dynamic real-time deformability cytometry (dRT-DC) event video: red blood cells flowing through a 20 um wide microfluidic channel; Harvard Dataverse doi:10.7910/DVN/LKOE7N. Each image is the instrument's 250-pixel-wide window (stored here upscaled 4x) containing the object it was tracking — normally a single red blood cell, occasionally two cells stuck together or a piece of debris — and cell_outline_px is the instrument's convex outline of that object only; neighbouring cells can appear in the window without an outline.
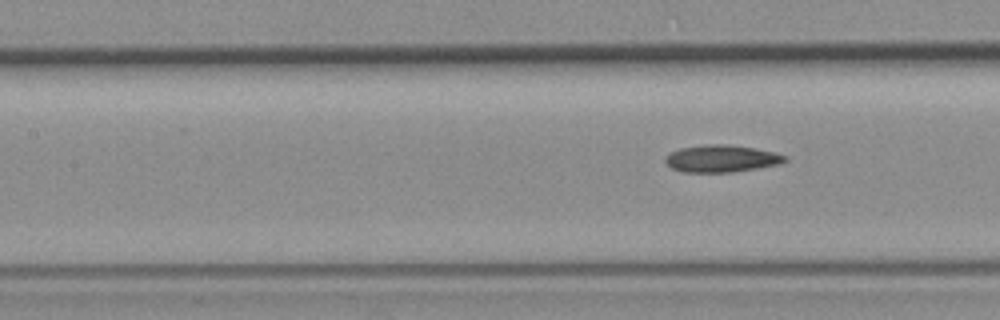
{"species": "common noctule bat (a hibernating species)", "species_latin": "Nyctalus noctula", "temperature_condition": "room temperature", "stored_images_in_passage": 6, "segment_of_instrument_passage": [2, 2], "camera_frame_rate_fps": 3000, "um_per_image_px": 0.085, "animal": {"sex": "female", "body_mass_g": 19.3, "forearm_length_mm": 54.1}, "frame": {"image": 1, "passage_image": 6, "time_ms": 5.667, "image_size_px": [1000, 320], "cell_outline_px": [[788, 160], [780, 164], [732, 172], [684, 172], [672, 168], [664, 160], [664, 156], [668, 152], [680, 148], [708, 144], [724, 144], [752, 148], [776, 152], [788, 156]], "centroid_in_image_um": [61.32, 13.47], "position_along_channel_um": 146.1, "area_um2": 18.96}}